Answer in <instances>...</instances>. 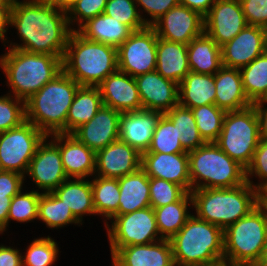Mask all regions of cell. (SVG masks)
<instances>
[{"mask_svg":"<svg viewBox=\"0 0 267 266\" xmlns=\"http://www.w3.org/2000/svg\"><path fill=\"white\" fill-rule=\"evenodd\" d=\"M155 70L164 78L179 84L190 72L187 45L158 37Z\"/></svg>","mask_w":267,"mask_h":266,"instance_id":"484cf974","label":"cell"},{"mask_svg":"<svg viewBox=\"0 0 267 266\" xmlns=\"http://www.w3.org/2000/svg\"><path fill=\"white\" fill-rule=\"evenodd\" d=\"M120 112L103 105L96 115L71 134L95 153L119 140Z\"/></svg>","mask_w":267,"mask_h":266,"instance_id":"e0dca14e","label":"cell"},{"mask_svg":"<svg viewBox=\"0 0 267 266\" xmlns=\"http://www.w3.org/2000/svg\"><path fill=\"white\" fill-rule=\"evenodd\" d=\"M10 10L11 5H0V40L2 44L6 46L7 39V32L9 30V23H10Z\"/></svg>","mask_w":267,"mask_h":266,"instance_id":"db71d44e","label":"cell"},{"mask_svg":"<svg viewBox=\"0 0 267 266\" xmlns=\"http://www.w3.org/2000/svg\"><path fill=\"white\" fill-rule=\"evenodd\" d=\"M81 86L62 71L25 101L26 120L45 136L66 134V118Z\"/></svg>","mask_w":267,"mask_h":266,"instance_id":"3957f363","label":"cell"},{"mask_svg":"<svg viewBox=\"0 0 267 266\" xmlns=\"http://www.w3.org/2000/svg\"><path fill=\"white\" fill-rule=\"evenodd\" d=\"M141 168V154L120 140L96 152L95 174L103 178L118 179Z\"/></svg>","mask_w":267,"mask_h":266,"instance_id":"ac0fdd59","label":"cell"},{"mask_svg":"<svg viewBox=\"0 0 267 266\" xmlns=\"http://www.w3.org/2000/svg\"><path fill=\"white\" fill-rule=\"evenodd\" d=\"M22 252V266H52L59 259V247L50 236L39 237Z\"/></svg>","mask_w":267,"mask_h":266,"instance_id":"ab89813d","label":"cell"},{"mask_svg":"<svg viewBox=\"0 0 267 266\" xmlns=\"http://www.w3.org/2000/svg\"><path fill=\"white\" fill-rule=\"evenodd\" d=\"M247 25L240 0H216L204 16V33L220 47Z\"/></svg>","mask_w":267,"mask_h":266,"instance_id":"9a60e30c","label":"cell"},{"mask_svg":"<svg viewBox=\"0 0 267 266\" xmlns=\"http://www.w3.org/2000/svg\"><path fill=\"white\" fill-rule=\"evenodd\" d=\"M53 193L61 199L83 224V217L96 216L89 178H68Z\"/></svg>","mask_w":267,"mask_h":266,"instance_id":"4316f807","label":"cell"},{"mask_svg":"<svg viewBox=\"0 0 267 266\" xmlns=\"http://www.w3.org/2000/svg\"><path fill=\"white\" fill-rule=\"evenodd\" d=\"M151 27L161 39L188 45L204 33V17L199 12L178 4L157 19Z\"/></svg>","mask_w":267,"mask_h":266,"instance_id":"5bb4252c","label":"cell"},{"mask_svg":"<svg viewBox=\"0 0 267 266\" xmlns=\"http://www.w3.org/2000/svg\"><path fill=\"white\" fill-rule=\"evenodd\" d=\"M105 224L111 257L129 245L154 243L163 239L158 231L154 210L151 206L132 213L114 215Z\"/></svg>","mask_w":267,"mask_h":266,"instance_id":"30bf717a","label":"cell"},{"mask_svg":"<svg viewBox=\"0 0 267 266\" xmlns=\"http://www.w3.org/2000/svg\"><path fill=\"white\" fill-rule=\"evenodd\" d=\"M195 216L225 230L258 205V191L248 182L232 188L192 190Z\"/></svg>","mask_w":267,"mask_h":266,"instance_id":"8992f818","label":"cell"},{"mask_svg":"<svg viewBox=\"0 0 267 266\" xmlns=\"http://www.w3.org/2000/svg\"><path fill=\"white\" fill-rule=\"evenodd\" d=\"M257 178V183L252 178ZM246 181L259 191L267 183V140L260 139L252 161L246 169ZM256 183V184H254Z\"/></svg>","mask_w":267,"mask_h":266,"instance_id":"bcb514c9","label":"cell"},{"mask_svg":"<svg viewBox=\"0 0 267 266\" xmlns=\"http://www.w3.org/2000/svg\"><path fill=\"white\" fill-rule=\"evenodd\" d=\"M267 238V217L257 205L245 217L224 230L223 264L255 266Z\"/></svg>","mask_w":267,"mask_h":266,"instance_id":"ba28073f","label":"cell"},{"mask_svg":"<svg viewBox=\"0 0 267 266\" xmlns=\"http://www.w3.org/2000/svg\"><path fill=\"white\" fill-rule=\"evenodd\" d=\"M214 81L215 105L220 109L230 112L252 105L244 92L240 69L222 66L214 74Z\"/></svg>","mask_w":267,"mask_h":266,"instance_id":"d4e9b609","label":"cell"},{"mask_svg":"<svg viewBox=\"0 0 267 266\" xmlns=\"http://www.w3.org/2000/svg\"><path fill=\"white\" fill-rule=\"evenodd\" d=\"M62 67L80 86L97 87L118 70L117 48L87 40L77 31H72Z\"/></svg>","mask_w":267,"mask_h":266,"instance_id":"5b68a950","label":"cell"},{"mask_svg":"<svg viewBox=\"0 0 267 266\" xmlns=\"http://www.w3.org/2000/svg\"><path fill=\"white\" fill-rule=\"evenodd\" d=\"M179 4L199 12L203 17L209 12L216 0H178Z\"/></svg>","mask_w":267,"mask_h":266,"instance_id":"f5cc1de1","label":"cell"},{"mask_svg":"<svg viewBox=\"0 0 267 266\" xmlns=\"http://www.w3.org/2000/svg\"><path fill=\"white\" fill-rule=\"evenodd\" d=\"M260 140L254 104L226 112L221 133L215 142L230 158L245 169L250 165Z\"/></svg>","mask_w":267,"mask_h":266,"instance_id":"9c48e42d","label":"cell"},{"mask_svg":"<svg viewBox=\"0 0 267 266\" xmlns=\"http://www.w3.org/2000/svg\"><path fill=\"white\" fill-rule=\"evenodd\" d=\"M106 3L107 0L74 1L66 9L68 22L72 31H77L88 20L93 19L94 17L104 13ZM75 24L77 26H75Z\"/></svg>","mask_w":267,"mask_h":266,"instance_id":"7bdbcfd3","label":"cell"},{"mask_svg":"<svg viewBox=\"0 0 267 266\" xmlns=\"http://www.w3.org/2000/svg\"><path fill=\"white\" fill-rule=\"evenodd\" d=\"M112 266H176L169 239L120 248L112 257Z\"/></svg>","mask_w":267,"mask_h":266,"instance_id":"cb8c5ba5","label":"cell"},{"mask_svg":"<svg viewBox=\"0 0 267 266\" xmlns=\"http://www.w3.org/2000/svg\"><path fill=\"white\" fill-rule=\"evenodd\" d=\"M134 78L142 109L165 114L178 105V84L176 82L164 78L156 70Z\"/></svg>","mask_w":267,"mask_h":266,"instance_id":"d6986e66","label":"cell"},{"mask_svg":"<svg viewBox=\"0 0 267 266\" xmlns=\"http://www.w3.org/2000/svg\"><path fill=\"white\" fill-rule=\"evenodd\" d=\"M267 51V29L247 25L230 42L221 46L222 64L241 69Z\"/></svg>","mask_w":267,"mask_h":266,"instance_id":"2e32d148","label":"cell"},{"mask_svg":"<svg viewBox=\"0 0 267 266\" xmlns=\"http://www.w3.org/2000/svg\"><path fill=\"white\" fill-rule=\"evenodd\" d=\"M214 75L189 72L178 84V104L186 108L215 104Z\"/></svg>","mask_w":267,"mask_h":266,"instance_id":"f546056e","label":"cell"},{"mask_svg":"<svg viewBox=\"0 0 267 266\" xmlns=\"http://www.w3.org/2000/svg\"><path fill=\"white\" fill-rule=\"evenodd\" d=\"M255 266H267V238L263 246L261 256Z\"/></svg>","mask_w":267,"mask_h":266,"instance_id":"9f6ffc18","label":"cell"},{"mask_svg":"<svg viewBox=\"0 0 267 266\" xmlns=\"http://www.w3.org/2000/svg\"><path fill=\"white\" fill-rule=\"evenodd\" d=\"M33 189V190H32ZM22 189L17 193L11 201V205L7 217V227L11 221L17 223H29L38 219L39 198L41 192L34 190Z\"/></svg>","mask_w":267,"mask_h":266,"instance_id":"60d3db41","label":"cell"},{"mask_svg":"<svg viewBox=\"0 0 267 266\" xmlns=\"http://www.w3.org/2000/svg\"><path fill=\"white\" fill-rule=\"evenodd\" d=\"M197 128L206 143L216 142L221 130L225 111L215 104L191 108Z\"/></svg>","mask_w":267,"mask_h":266,"instance_id":"f35d334b","label":"cell"},{"mask_svg":"<svg viewBox=\"0 0 267 266\" xmlns=\"http://www.w3.org/2000/svg\"><path fill=\"white\" fill-rule=\"evenodd\" d=\"M176 266H219L223 264L224 230L191 215L169 239Z\"/></svg>","mask_w":267,"mask_h":266,"instance_id":"277c9868","label":"cell"},{"mask_svg":"<svg viewBox=\"0 0 267 266\" xmlns=\"http://www.w3.org/2000/svg\"><path fill=\"white\" fill-rule=\"evenodd\" d=\"M258 205L264 210L267 217V199H258Z\"/></svg>","mask_w":267,"mask_h":266,"instance_id":"91938a15","label":"cell"},{"mask_svg":"<svg viewBox=\"0 0 267 266\" xmlns=\"http://www.w3.org/2000/svg\"><path fill=\"white\" fill-rule=\"evenodd\" d=\"M144 153H188L180 142V134L174 124L163 114L154 131L150 147Z\"/></svg>","mask_w":267,"mask_h":266,"instance_id":"74e56055","label":"cell"},{"mask_svg":"<svg viewBox=\"0 0 267 266\" xmlns=\"http://www.w3.org/2000/svg\"><path fill=\"white\" fill-rule=\"evenodd\" d=\"M12 198L0 196V235L7 231V217Z\"/></svg>","mask_w":267,"mask_h":266,"instance_id":"11a10c76","label":"cell"},{"mask_svg":"<svg viewBox=\"0 0 267 266\" xmlns=\"http://www.w3.org/2000/svg\"><path fill=\"white\" fill-rule=\"evenodd\" d=\"M26 121L25 101L10 94L0 96V133Z\"/></svg>","mask_w":267,"mask_h":266,"instance_id":"ee69618b","label":"cell"},{"mask_svg":"<svg viewBox=\"0 0 267 266\" xmlns=\"http://www.w3.org/2000/svg\"><path fill=\"white\" fill-rule=\"evenodd\" d=\"M103 105L118 112H132L142 109L135 78L117 70L107 76L98 86Z\"/></svg>","mask_w":267,"mask_h":266,"instance_id":"7402d4cb","label":"cell"},{"mask_svg":"<svg viewBox=\"0 0 267 266\" xmlns=\"http://www.w3.org/2000/svg\"><path fill=\"white\" fill-rule=\"evenodd\" d=\"M90 179L95 213L97 216H103L104 225L108 224V221L118 212L120 197L118 179L103 178L97 175Z\"/></svg>","mask_w":267,"mask_h":266,"instance_id":"836d02e7","label":"cell"},{"mask_svg":"<svg viewBox=\"0 0 267 266\" xmlns=\"http://www.w3.org/2000/svg\"><path fill=\"white\" fill-rule=\"evenodd\" d=\"M77 32L90 41L118 48L134 31L104 13L88 20Z\"/></svg>","mask_w":267,"mask_h":266,"instance_id":"f1b7e54d","label":"cell"},{"mask_svg":"<svg viewBox=\"0 0 267 266\" xmlns=\"http://www.w3.org/2000/svg\"><path fill=\"white\" fill-rule=\"evenodd\" d=\"M13 0H0V5H12Z\"/></svg>","mask_w":267,"mask_h":266,"instance_id":"94428289","label":"cell"},{"mask_svg":"<svg viewBox=\"0 0 267 266\" xmlns=\"http://www.w3.org/2000/svg\"><path fill=\"white\" fill-rule=\"evenodd\" d=\"M24 181L25 176L19 173L0 170V196L14 197L23 188H26Z\"/></svg>","mask_w":267,"mask_h":266,"instance_id":"681fc988","label":"cell"},{"mask_svg":"<svg viewBox=\"0 0 267 266\" xmlns=\"http://www.w3.org/2000/svg\"><path fill=\"white\" fill-rule=\"evenodd\" d=\"M162 115L161 112L146 109L121 112L119 140L135 148L140 154L147 152Z\"/></svg>","mask_w":267,"mask_h":266,"instance_id":"44dd1931","label":"cell"},{"mask_svg":"<svg viewBox=\"0 0 267 266\" xmlns=\"http://www.w3.org/2000/svg\"><path fill=\"white\" fill-rule=\"evenodd\" d=\"M37 220L42 221L47 228L52 230L64 228L69 224L82 225L70 208H67L53 192L40 194Z\"/></svg>","mask_w":267,"mask_h":266,"instance_id":"e575fe53","label":"cell"},{"mask_svg":"<svg viewBox=\"0 0 267 266\" xmlns=\"http://www.w3.org/2000/svg\"><path fill=\"white\" fill-rule=\"evenodd\" d=\"M190 71L214 75L222 66L221 47L207 34L194 38L187 45Z\"/></svg>","mask_w":267,"mask_h":266,"instance_id":"4dcf8cb0","label":"cell"},{"mask_svg":"<svg viewBox=\"0 0 267 266\" xmlns=\"http://www.w3.org/2000/svg\"><path fill=\"white\" fill-rule=\"evenodd\" d=\"M0 244V266H22V251Z\"/></svg>","mask_w":267,"mask_h":266,"instance_id":"f907efd6","label":"cell"},{"mask_svg":"<svg viewBox=\"0 0 267 266\" xmlns=\"http://www.w3.org/2000/svg\"><path fill=\"white\" fill-rule=\"evenodd\" d=\"M103 106L98 87L81 86L74 97L66 118V134H71L84 123L89 122Z\"/></svg>","mask_w":267,"mask_h":266,"instance_id":"1f68e13d","label":"cell"},{"mask_svg":"<svg viewBox=\"0 0 267 266\" xmlns=\"http://www.w3.org/2000/svg\"><path fill=\"white\" fill-rule=\"evenodd\" d=\"M260 139L267 140V99L254 103Z\"/></svg>","mask_w":267,"mask_h":266,"instance_id":"816d5d0a","label":"cell"},{"mask_svg":"<svg viewBox=\"0 0 267 266\" xmlns=\"http://www.w3.org/2000/svg\"><path fill=\"white\" fill-rule=\"evenodd\" d=\"M191 208L192 197L190 192H186L178 201L153 209L160 236L171 239L178 233L192 215Z\"/></svg>","mask_w":267,"mask_h":266,"instance_id":"d6a6232c","label":"cell"},{"mask_svg":"<svg viewBox=\"0 0 267 266\" xmlns=\"http://www.w3.org/2000/svg\"><path fill=\"white\" fill-rule=\"evenodd\" d=\"M9 27L17 29L22 43L8 40L6 48L59 58H63L72 33L66 10L50 0H13Z\"/></svg>","mask_w":267,"mask_h":266,"instance_id":"6da1fadb","label":"cell"},{"mask_svg":"<svg viewBox=\"0 0 267 266\" xmlns=\"http://www.w3.org/2000/svg\"><path fill=\"white\" fill-rule=\"evenodd\" d=\"M65 10L76 0H50Z\"/></svg>","mask_w":267,"mask_h":266,"instance_id":"6f0895ef","label":"cell"},{"mask_svg":"<svg viewBox=\"0 0 267 266\" xmlns=\"http://www.w3.org/2000/svg\"><path fill=\"white\" fill-rule=\"evenodd\" d=\"M119 207L115 215L132 213L150 205L149 177L140 168L132 174L118 178Z\"/></svg>","mask_w":267,"mask_h":266,"instance_id":"83f0119b","label":"cell"},{"mask_svg":"<svg viewBox=\"0 0 267 266\" xmlns=\"http://www.w3.org/2000/svg\"><path fill=\"white\" fill-rule=\"evenodd\" d=\"M104 14L129 26L133 31H139L147 27L135 0H107Z\"/></svg>","mask_w":267,"mask_h":266,"instance_id":"b9f144b4","label":"cell"},{"mask_svg":"<svg viewBox=\"0 0 267 266\" xmlns=\"http://www.w3.org/2000/svg\"><path fill=\"white\" fill-rule=\"evenodd\" d=\"M150 205L153 209L178 201L186 191L176 183L149 177Z\"/></svg>","mask_w":267,"mask_h":266,"instance_id":"f6af8a7d","label":"cell"},{"mask_svg":"<svg viewBox=\"0 0 267 266\" xmlns=\"http://www.w3.org/2000/svg\"><path fill=\"white\" fill-rule=\"evenodd\" d=\"M62 59L50 54L8 48L5 54L0 55V68L7 79L5 85L11 88L7 94L28 100L63 71Z\"/></svg>","mask_w":267,"mask_h":266,"instance_id":"7a4b0ae2","label":"cell"},{"mask_svg":"<svg viewBox=\"0 0 267 266\" xmlns=\"http://www.w3.org/2000/svg\"><path fill=\"white\" fill-rule=\"evenodd\" d=\"M191 191L232 188L246 183V169L230 158L215 142L188 152Z\"/></svg>","mask_w":267,"mask_h":266,"instance_id":"52a82bcc","label":"cell"},{"mask_svg":"<svg viewBox=\"0 0 267 266\" xmlns=\"http://www.w3.org/2000/svg\"><path fill=\"white\" fill-rule=\"evenodd\" d=\"M48 136L38 145L31 159L26 177L34 182L38 192H53L68 179L62 164L59 147ZM27 175V176H26Z\"/></svg>","mask_w":267,"mask_h":266,"instance_id":"4fadbf2b","label":"cell"},{"mask_svg":"<svg viewBox=\"0 0 267 266\" xmlns=\"http://www.w3.org/2000/svg\"><path fill=\"white\" fill-rule=\"evenodd\" d=\"M139 13L147 26H151L162 15L179 4L178 0H135ZM150 18H146V14Z\"/></svg>","mask_w":267,"mask_h":266,"instance_id":"7dc6e473","label":"cell"},{"mask_svg":"<svg viewBox=\"0 0 267 266\" xmlns=\"http://www.w3.org/2000/svg\"><path fill=\"white\" fill-rule=\"evenodd\" d=\"M48 138L59 147L68 178H88L95 174L96 153L72 134H54Z\"/></svg>","mask_w":267,"mask_h":266,"instance_id":"603a6c76","label":"cell"},{"mask_svg":"<svg viewBox=\"0 0 267 266\" xmlns=\"http://www.w3.org/2000/svg\"><path fill=\"white\" fill-rule=\"evenodd\" d=\"M244 92L249 101L267 99V51L240 69Z\"/></svg>","mask_w":267,"mask_h":266,"instance_id":"d590c367","label":"cell"},{"mask_svg":"<svg viewBox=\"0 0 267 266\" xmlns=\"http://www.w3.org/2000/svg\"><path fill=\"white\" fill-rule=\"evenodd\" d=\"M46 136L29 121L0 133V170L25 176L38 145Z\"/></svg>","mask_w":267,"mask_h":266,"instance_id":"8fae6325","label":"cell"},{"mask_svg":"<svg viewBox=\"0 0 267 266\" xmlns=\"http://www.w3.org/2000/svg\"><path fill=\"white\" fill-rule=\"evenodd\" d=\"M157 38L151 26L134 31L118 48V70L136 77L156 68Z\"/></svg>","mask_w":267,"mask_h":266,"instance_id":"7c38bea8","label":"cell"},{"mask_svg":"<svg viewBox=\"0 0 267 266\" xmlns=\"http://www.w3.org/2000/svg\"><path fill=\"white\" fill-rule=\"evenodd\" d=\"M258 199H267V183L258 191Z\"/></svg>","mask_w":267,"mask_h":266,"instance_id":"680465c9","label":"cell"},{"mask_svg":"<svg viewBox=\"0 0 267 266\" xmlns=\"http://www.w3.org/2000/svg\"><path fill=\"white\" fill-rule=\"evenodd\" d=\"M141 169L148 177L176 183L191 192L188 153H142Z\"/></svg>","mask_w":267,"mask_h":266,"instance_id":"ffe728a7","label":"cell"},{"mask_svg":"<svg viewBox=\"0 0 267 266\" xmlns=\"http://www.w3.org/2000/svg\"><path fill=\"white\" fill-rule=\"evenodd\" d=\"M248 25L267 29V0H240Z\"/></svg>","mask_w":267,"mask_h":266,"instance_id":"c3c4849f","label":"cell"},{"mask_svg":"<svg viewBox=\"0 0 267 266\" xmlns=\"http://www.w3.org/2000/svg\"><path fill=\"white\" fill-rule=\"evenodd\" d=\"M164 115L176 127L180 134V142L186 152L193 151L206 143L199 133L194 115L190 108L178 104Z\"/></svg>","mask_w":267,"mask_h":266,"instance_id":"8d00e7d4","label":"cell"}]
</instances>
